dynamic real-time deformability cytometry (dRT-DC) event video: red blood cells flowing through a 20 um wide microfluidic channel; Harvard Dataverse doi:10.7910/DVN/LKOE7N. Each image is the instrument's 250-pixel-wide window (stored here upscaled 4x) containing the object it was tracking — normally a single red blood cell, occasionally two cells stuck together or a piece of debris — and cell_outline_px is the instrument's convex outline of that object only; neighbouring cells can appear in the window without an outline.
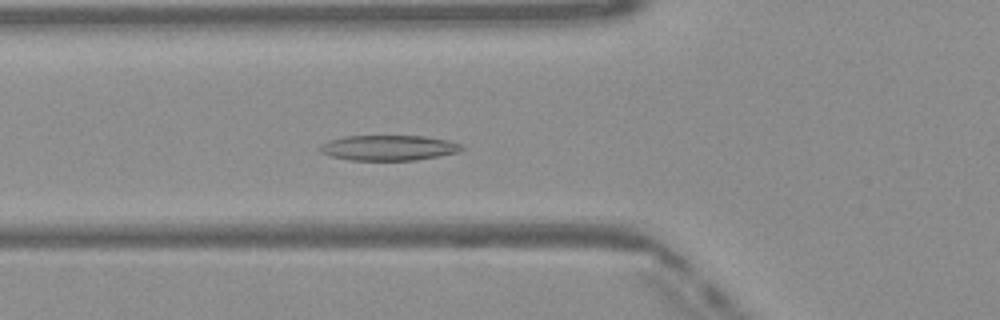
{"species": "Egyptian fruit bat (a non-hibernating species)", "species_latin": "Rousettus aegyptiacus", "temperature_condition": "warm", "stored_images_in_passage": 51, "camera_frame_rate_fps": 3000, "um_per_image_px": 0.085, "frame": {"image": 1, "passage_image": 19, "time_ms": 6.0, "image_size_px": [1000, 320], "cell_outline_px": [[464, 148], [460, 152], [440, 156], [416, 160], [348, 160], [332, 156], [320, 152], [320, 148], [328, 140], [344, 136], [424, 136], [448, 140], [460, 144]], "centroid_in_image_um": [33.07, 12.56], "position_along_channel_um": 92.7, "area_um2": 20.87}}
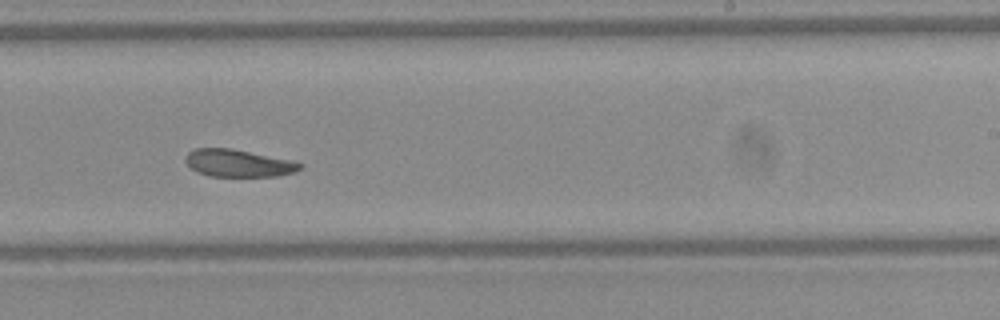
{"frame": {"image": 2, "passage_image": 32, "time_ms": 10.333, "image_size_px": [1000, 320], "cell_outline_px": [[304, 168], [296, 172], [276, 176], [208, 176], [196, 172], [184, 160], [184, 156], [188, 152], [196, 148], [232, 148], [292, 160], [304, 164]], "centroid_in_image_um": [20.28, 13.87], "position_along_channel_um": 268.7, "area_um2": 18.5}}
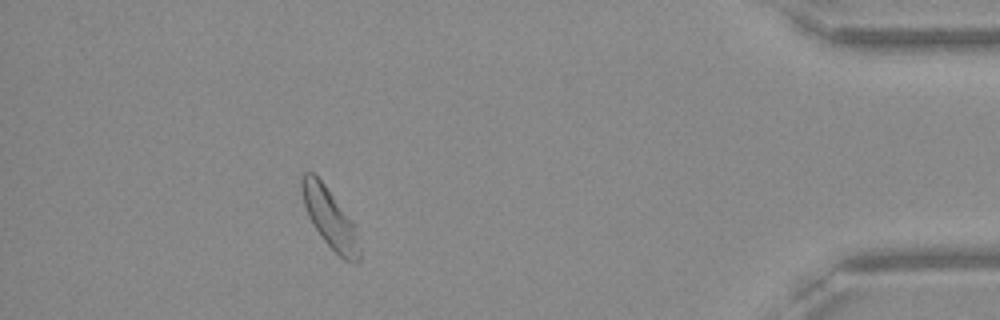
{"frame": {"image": 3, "passage_image": 46, "time_ms": 15.0, "image_size_px": [1000, 320], "cell_outline_px": [[360, 260], [344, 260], [320, 236], [308, 216], [304, 204], [300, 188], [300, 180], [304, 172], [312, 172], [324, 184], [352, 220], [360, 248]], "centroid_in_image_um": [28.0, 18.5], "position_along_channel_um": 407.2, "area_um2": 19.54}, "authors_computed_cell_mechanics": {"area_um2": 20.5768, "velocity_mm_per_s": 4.055, "shape_relaxation_time_tau1_ms": 6.7368, "shape_relaxation_time_tau2_ms": null, "deformation_change_tau1": 0.151, "deformation_change_tau2": null}}